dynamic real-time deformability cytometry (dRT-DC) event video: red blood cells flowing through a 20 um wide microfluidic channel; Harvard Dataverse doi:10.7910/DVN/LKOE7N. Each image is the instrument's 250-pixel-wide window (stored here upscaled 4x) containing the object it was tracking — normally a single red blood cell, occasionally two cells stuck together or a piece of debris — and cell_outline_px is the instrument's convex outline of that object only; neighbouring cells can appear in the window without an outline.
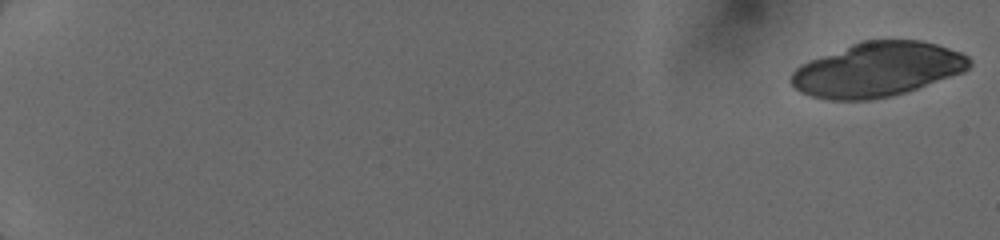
{"species": "human", "species_latin": "Homo sapiens", "temperature_condition": "cold", "stored_images_in_passage": 20, "camera_frame_rate_fps": 3000, "um_per_image_px": 0.085, "donor": {"sex": "female"}, "frame": {"image": 1, "passage_image": 1, "time_ms": 0.0, "image_size_px": [1000, 240], "cell_outline_px": [[972, 64], [964, 72], [892, 96], [868, 100], [828, 100], [812, 96], [800, 92], [788, 80], [788, 76], [800, 64], [808, 60], [860, 40], [920, 40], [936, 44], [960, 52], [968, 56], [972, 60]], "centroid_in_image_um": [74.53, 5.9], "position_along_channel_um": 10.5, "area_um2": 56.7}}
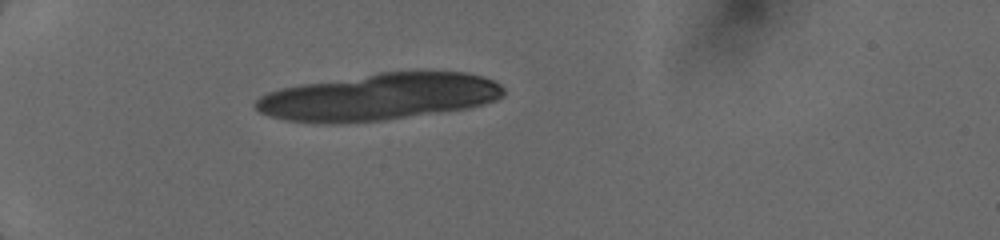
{"frame": {"image": 2, "passage_image": 12, "time_ms": 5.333, "image_size_px": [1000, 240], "cell_outline_px": [[504, 96], [496, 100], [484, 104], [464, 108], [380, 120], [284, 120], [260, 112], [252, 104], [260, 96], [268, 92], [280, 88], [300, 84], [380, 72], [464, 72], [480, 76], [492, 80], [500, 84], [504, 88]], "centroid_in_image_um": [32.25, 8.18], "position_along_channel_um": 52.8, "area_um2": 65.83}}